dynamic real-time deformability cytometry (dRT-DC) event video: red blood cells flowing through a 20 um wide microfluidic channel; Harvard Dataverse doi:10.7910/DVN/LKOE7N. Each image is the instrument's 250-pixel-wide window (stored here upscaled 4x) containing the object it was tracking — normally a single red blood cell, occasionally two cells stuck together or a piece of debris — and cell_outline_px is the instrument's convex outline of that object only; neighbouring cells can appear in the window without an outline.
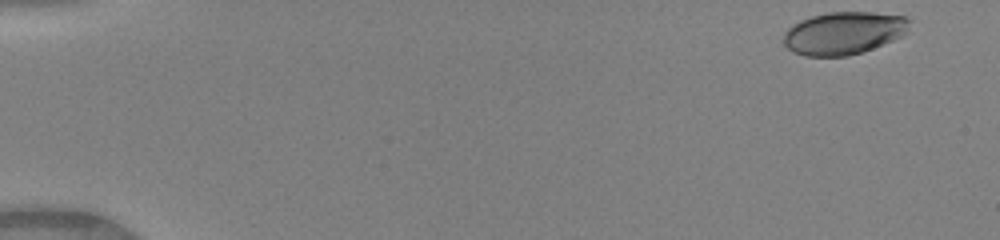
{"species": "human", "species_latin": "Homo sapiens", "temperature_condition": "warm", "stored_images_in_passage": 4, "camera_frame_rate_fps": 3000, "um_per_image_px": 0.085, "donor": {"sex": "female"}, "frame": {"image": 1, "passage_image": 1, "time_ms": 0.0, "image_size_px": [1000, 240], "cell_outline_px": [[912, 20], [908, 32], [892, 40], [872, 48], [848, 56], [804, 56], [792, 52], [784, 44], [784, 32], [792, 24], [800, 20], [812, 16], [828, 12], [872, 12], [904, 16]], "centroid_in_image_um": [71.71, 2.8], "position_along_channel_um": 13.3, "area_um2": 31.39}}